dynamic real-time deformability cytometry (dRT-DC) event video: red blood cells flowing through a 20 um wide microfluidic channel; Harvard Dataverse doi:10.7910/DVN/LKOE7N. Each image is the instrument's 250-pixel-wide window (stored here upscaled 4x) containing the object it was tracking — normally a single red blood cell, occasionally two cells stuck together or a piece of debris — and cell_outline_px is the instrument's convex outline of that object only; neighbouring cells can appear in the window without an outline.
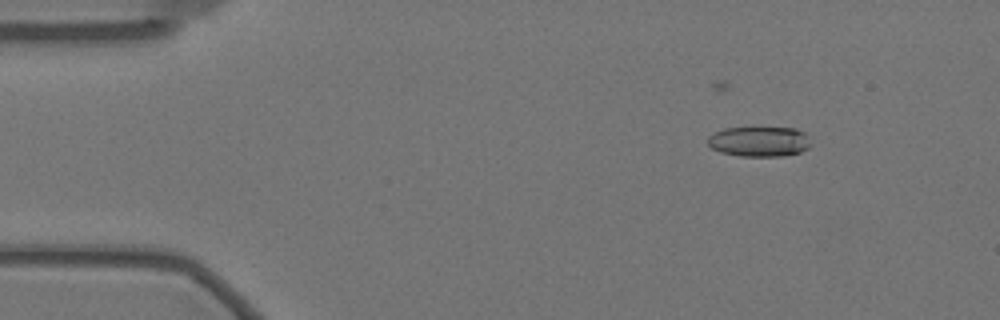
{"species": "Egyptian fruit bat (a non-hibernating species)", "species_latin": "Rousettus aegyptiacus", "temperature_condition": "warm", "stored_images_in_passage": 58, "camera_frame_rate_fps": 3000, "um_per_image_px": 0.085, "animal": {"sex": "female"}, "frame": {"image": 1, "passage_image": 7, "time_ms": 2.0, "image_size_px": [1000, 320], "cell_outline_px": [[808, 148], [800, 152], [780, 156], [740, 156], [720, 152], [712, 148], [708, 144], [708, 136], [724, 128], [760, 124], [796, 128], [804, 132], [808, 136]], "centroid_in_image_um": [64.52, 11.96], "position_along_channel_um": 20.5, "area_um2": 18.96}}
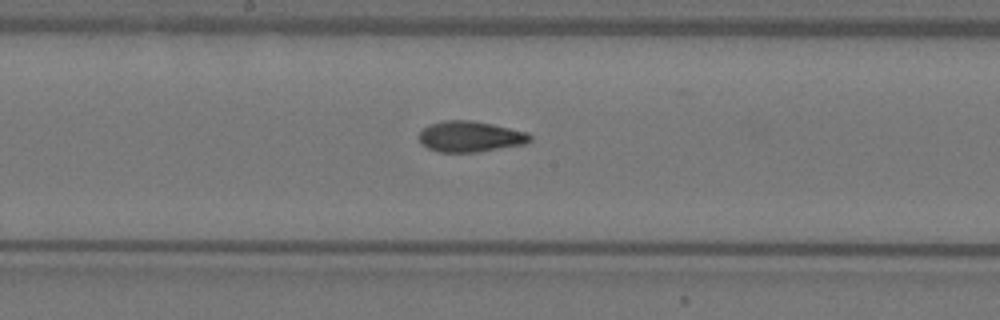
{"frame": {"image": 2, "passage_image": 30, "time_ms": 9.667, "image_size_px": [1000, 320], "cell_outline_px": [[532, 140], [524, 144], [476, 152], [436, 152], [420, 144], [416, 136], [428, 124], [444, 120], [472, 120], [492, 124], [528, 132], [532, 136]], "centroid_in_image_um": [39.92, 11.6], "position_along_channel_um": 208.3, "area_um2": 20.17}}
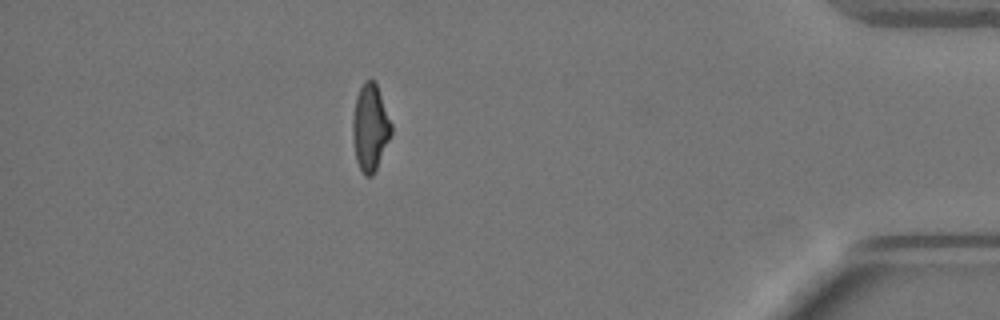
{"frame": {"image": 3, "passage_image": 51, "time_ms": 16.667, "image_size_px": [1000, 320], "cell_outline_px": [[392, 132], [376, 168], [372, 176], [364, 176], [356, 160], [352, 136], [352, 120], [356, 96], [364, 80], [376, 80], [392, 124]], "centroid_in_image_um": [31.46, 10.8], "position_along_channel_um": 403.7, "area_um2": 19.54}, "authors_computed_cell_mechanics": {"area_um2": 19.652, "velocity_mm_per_s": 3.4837, "shape_relaxation_time_tau1_ms": 5.3866, "shape_relaxation_time_tau2_ms": 3.6297, "deformation_change_tau1": 0.2054, "deformation_change_tau2": 0.0611}}